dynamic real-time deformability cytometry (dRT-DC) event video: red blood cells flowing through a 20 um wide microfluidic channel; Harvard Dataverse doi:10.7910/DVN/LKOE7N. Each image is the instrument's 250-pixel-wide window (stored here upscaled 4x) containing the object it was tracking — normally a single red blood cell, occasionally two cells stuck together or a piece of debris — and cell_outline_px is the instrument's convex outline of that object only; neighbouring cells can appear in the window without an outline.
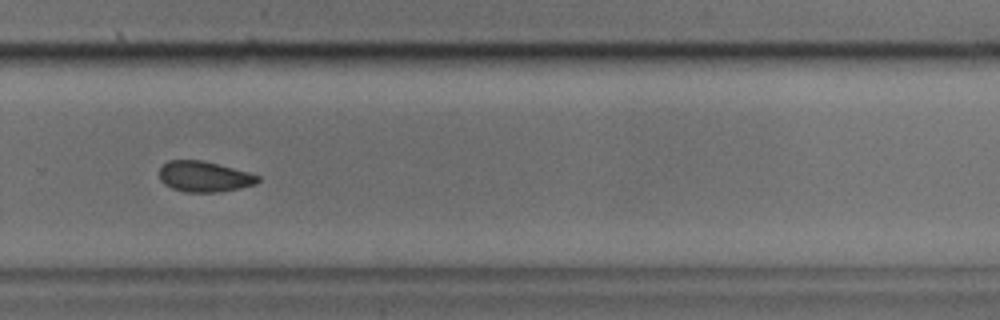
{"species": "common noctule bat (a hibernating species)", "species_latin": "Nyctalus noctula", "temperature_condition": "cold", "stored_images_in_passage": 32, "camera_frame_rate_fps": 3000, "um_per_image_px": 0.085, "animal": {"sex": "male", "body_mass_g": 17.9, "forearm_length_mm": 54.2}, "frame": {"image": 1, "passage_image": 19, "time_ms": 6.0, "image_size_px": [1000, 320], "cell_outline_px": [[260, 180], [256, 184], [240, 188], [216, 192], [184, 192], [172, 188], [164, 184], [160, 180], [160, 168], [168, 160], [204, 160], [248, 172], [260, 176]], "centroid_in_image_um": [17.36, 15.01], "position_along_channel_um": 312.4, "area_um2": 17.63}}
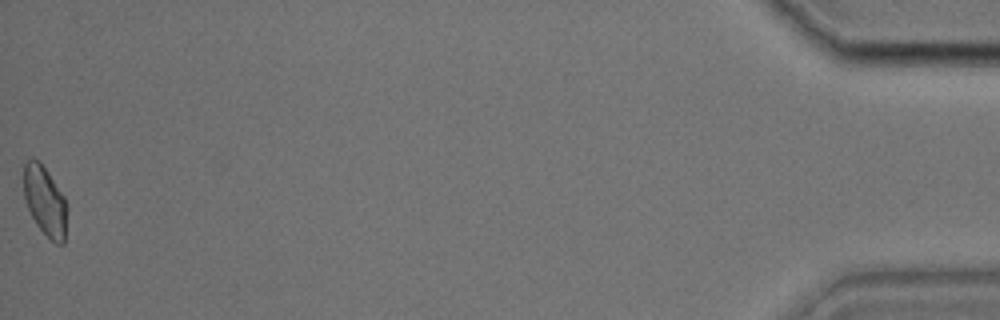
{"frame": {"image": 2, "passage_image": 32, "time_ms": 10.333, "image_size_px": [1000, 320], "cell_outline_px": [[68, 208], [64, 244], [56, 244], [36, 224], [28, 208], [24, 196], [24, 164], [32, 156], [44, 168], [64, 196], [68, 204]], "centroid_in_image_um": [3.85, 17.12], "position_along_channel_um": 431.4, "area_um2": 17.4}}